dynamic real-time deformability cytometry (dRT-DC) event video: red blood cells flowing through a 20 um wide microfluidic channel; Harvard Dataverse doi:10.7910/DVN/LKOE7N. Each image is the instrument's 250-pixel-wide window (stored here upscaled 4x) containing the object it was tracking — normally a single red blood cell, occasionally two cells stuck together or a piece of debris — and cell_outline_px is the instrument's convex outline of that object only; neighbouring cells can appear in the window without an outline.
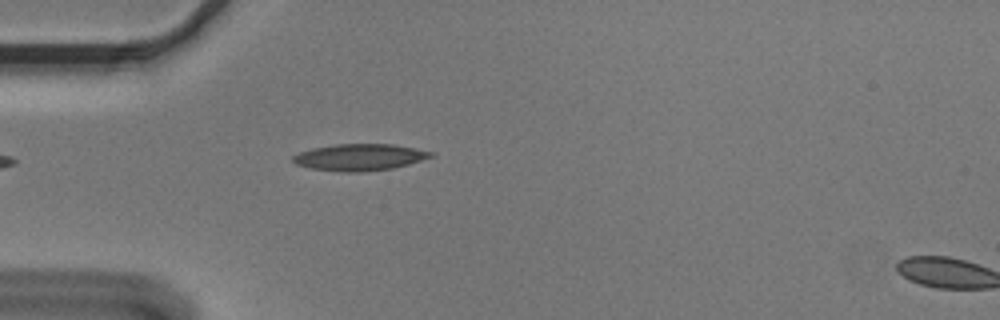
{"species": "Egyptian fruit bat (a non-hibernating species)", "species_latin": "Rousettus aegyptiacus", "temperature_condition": "cold", "stored_images_in_passage": 4, "camera_frame_rate_fps": 3000, "um_per_image_px": 0.085, "animal": {"sex": "male"}, "frame": {"image": 1, "passage_image": 4, "time_ms": 1.0, "image_size_px": [1000, 320], "cell_outline_px": [[436, 156], [408, 164], [392, 168], [364, 172], [344, 172], [312, 168], [296, 164], [292, 160], [292, 156], [300, 152], [312, 148], [336, 144], [392, 144], [436, 152]], "centroid_in_image_um": [30.61, 13.36], "position_along_channel_um": 54.4, "area_um2": 21.44}}